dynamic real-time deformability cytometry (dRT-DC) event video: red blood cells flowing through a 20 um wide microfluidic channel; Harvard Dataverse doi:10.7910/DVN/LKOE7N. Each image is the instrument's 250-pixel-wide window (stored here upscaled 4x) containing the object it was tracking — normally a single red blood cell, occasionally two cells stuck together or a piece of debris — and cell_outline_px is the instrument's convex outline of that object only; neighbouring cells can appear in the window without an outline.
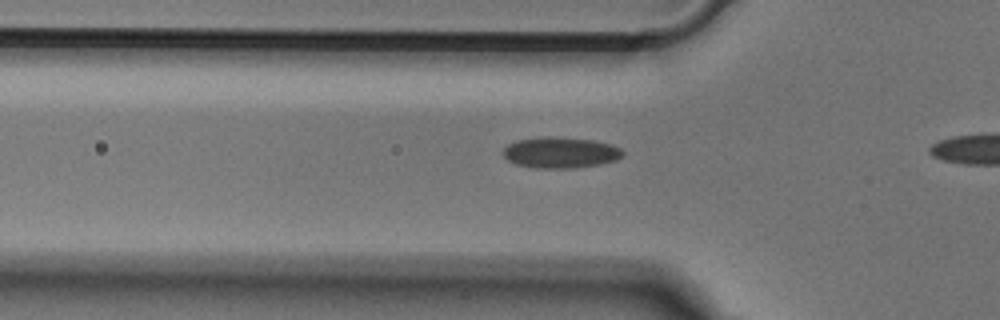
{"species": "Egyptian fruit bat (a non-hibernating species)", "species_latin": "Rousettus aegyptiacus", "temperature_condition": "cold", "stored_images_in_passage": 13, "camera_frame_rate_fps": 3000, "um_per_image_px": 0.085, "animal": {"sex": "male"}, "frame": {"image": 1, "passage_image": 11, "time_ms": 3.333, "image_size_px": [1000, 320], "cell_outline_px": [[624, 156], [616, 160], [600, 164], [572, 168], [536, 168], [516, 164], [508, 160], [504, 156], [504, 148], [508, 144], [516, 140], [592, 140], [608, 144], [620, 148], [624, 152]], "centroid_in_image_um": [47.68, 13.03], "position_along_channel_um": 78.1, "area_um2": 20.35}}